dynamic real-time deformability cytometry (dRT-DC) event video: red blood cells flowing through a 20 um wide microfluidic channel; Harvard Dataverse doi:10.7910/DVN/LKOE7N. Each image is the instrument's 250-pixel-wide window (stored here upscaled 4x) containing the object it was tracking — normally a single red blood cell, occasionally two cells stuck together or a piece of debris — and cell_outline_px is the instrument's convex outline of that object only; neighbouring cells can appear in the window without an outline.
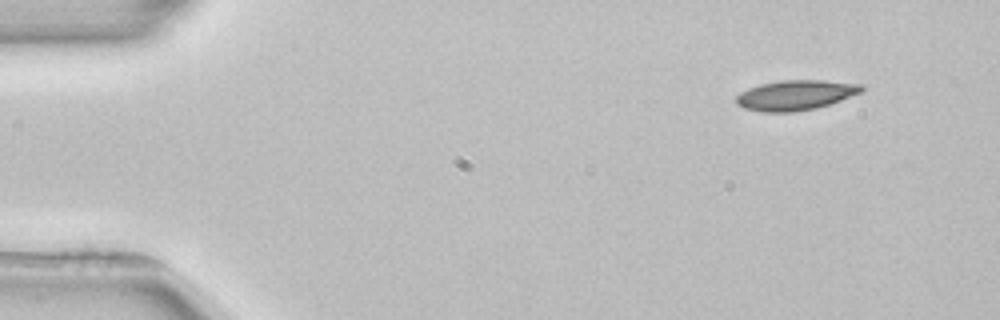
{"species": "common noctule bat (a hibernating species)", "species_latin": "Nyctalus noctula", "temperature_condition": "room temperature", "stored_images_in_passage": 4, "camera_frame_rate_fps": 3000, "um_per_image_px": 0.085, "animal": {"sex": "female", "body_mass_g": 22.7, "forearm_length_mm": 54.2}, "frame": {"image": 1, "passage_image": 1, "time_ms": 0.0, "image_size_px": [1000, 320], "cell_outline_px": [[864, 88], [860, 92], [840, 100], [816, 108], [792, 112], [764, 112], [744, 108], [736, 104], [736, 96], [740, 92], [748, 88], [760, 84], [784, 80], [820, 80], [864, 84]], "centroid_in_image_um": [67.59, 8.08], "position_along_channel_um": 17.4, "area_um2": 21.79}}
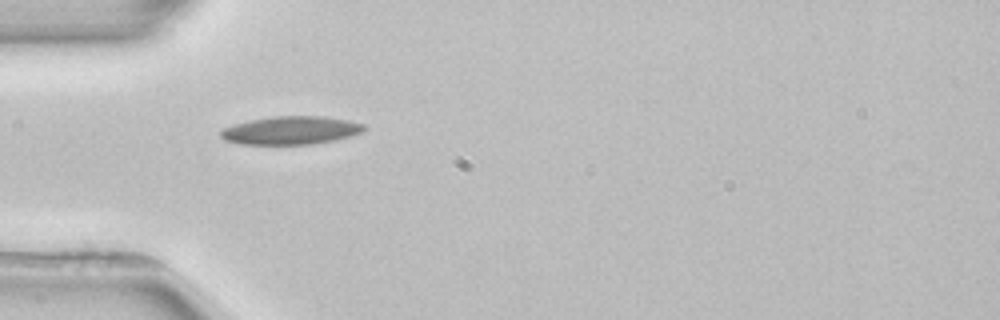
{"frame": {"image": 2, "passage_image": 4, "time_ms": 3.667, "image_size_px": [1000, 320], "cell_outline_px": [[368, 128], [360, 132], [336, 140], [312, 144], [240, 144], [224, 140], [220, 136], [220, 132], [224, 128], [248, 120], [272, 116], [324, 116], [348, 120], [364, 124]], "centroid_in_image_um": [24.72, 11.07], "position_along_channel_um": 60.3, "area_um2": 23.52}}